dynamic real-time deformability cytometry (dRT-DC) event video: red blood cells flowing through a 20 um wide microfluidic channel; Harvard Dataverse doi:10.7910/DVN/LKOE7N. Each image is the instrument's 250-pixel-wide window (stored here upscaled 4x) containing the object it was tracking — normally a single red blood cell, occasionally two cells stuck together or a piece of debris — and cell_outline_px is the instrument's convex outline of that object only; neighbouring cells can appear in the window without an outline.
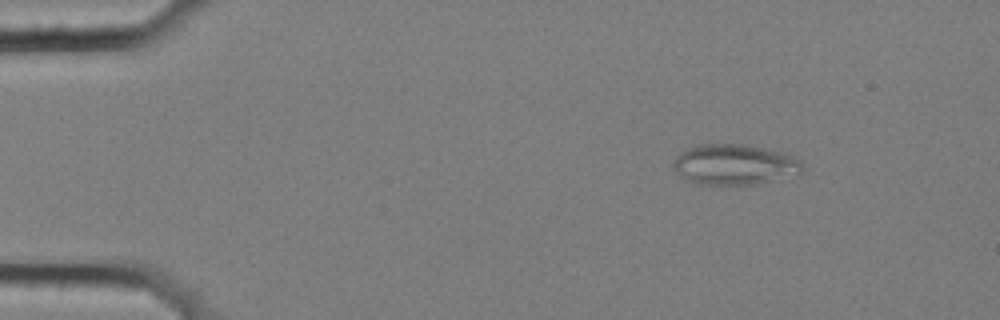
{"species": "common noctule bat (a hibernating species)", "species_latin": "Nyctalus noctula", "temperature_condition": "cold", "stored_images_in_passage": 4, "camera_frame_rate_fps": 3000, "um_per_image_px": 0.085, "animal": {"sex": "female", "body_mass_g": 25.1}, "frame": {"image": 1, "passage_image": 1, "time_ms": 0.0, "image_size_px": [1000, 320], "cell_outline_px": [[804, 168], [800, 176], [756, 184], [700, 184], [688, 180], [676, 172], [672, 164], [676, 156], [680, 152], [688, 148], [700, 144], [744, 144], [784, 152], [800, 160]], "centroid_in_image_um": [62.5, 13.99], "position_along_channel_um": 22.5, "area_um2": 30.81}}